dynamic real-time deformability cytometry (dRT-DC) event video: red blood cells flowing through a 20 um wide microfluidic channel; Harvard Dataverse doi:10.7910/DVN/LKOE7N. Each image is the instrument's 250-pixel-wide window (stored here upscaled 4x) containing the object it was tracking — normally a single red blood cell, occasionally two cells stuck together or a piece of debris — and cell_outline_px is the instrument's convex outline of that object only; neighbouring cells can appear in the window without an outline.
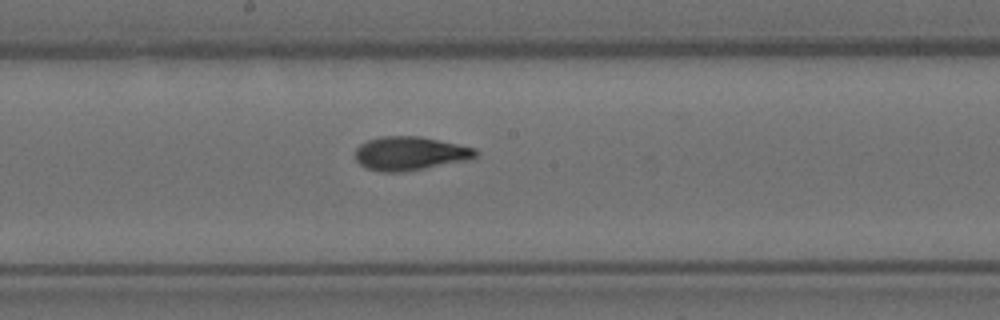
{"species": "Egyptian fruit bat (a non-hibernating species)", "species_latin": "Rousettus aegyptiacus", "temperature_condition": "room temperature", "stored_images_in_passage": 11, "segment_of_instrument_passage": [2, 2], "camera_frame_rate_fps": 3000, "um_per_image_px": 0.085, "animal": {"sex": "female"}, "frame": {"image": 1, "passage_image": 11, "time_ms": 3.333, "image_size_px": [1000, 320], "cell_outline_px": [[480, 152], [476, 156], [468, 160], [404, 172], [380, 172], [368, 168], [360, 164], [356, 160], [356, 148], [360, 144], [368, 140], [380, 136], [420, 136], [476, 148]], "centroid_in_image_um": [34.86, 13.04], "position_along_channel_um": 213.3, "area_um2": 23.7}}